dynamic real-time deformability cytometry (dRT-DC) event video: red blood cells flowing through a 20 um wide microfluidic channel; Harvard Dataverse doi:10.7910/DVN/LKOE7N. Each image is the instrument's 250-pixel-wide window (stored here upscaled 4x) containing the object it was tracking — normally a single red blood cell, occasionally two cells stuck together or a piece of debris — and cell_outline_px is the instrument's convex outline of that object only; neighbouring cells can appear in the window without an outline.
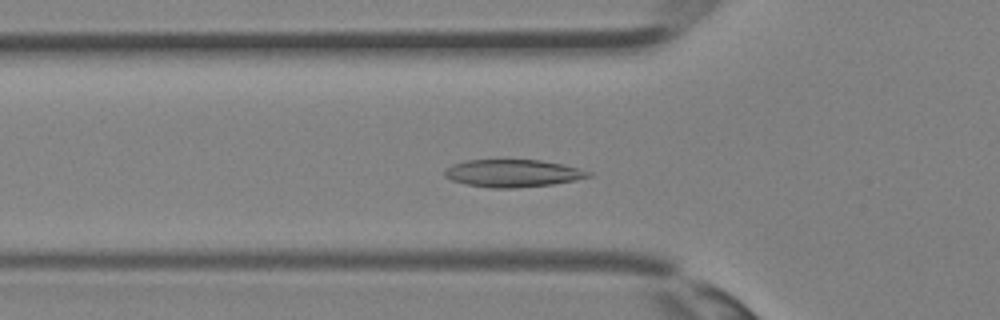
{"species": "Egyptian fruit bat (a non-hibernating species)", "species_latin": "Rousettus aegyptiacus", "temperature_condition": "room temperature", "stored_images_in_passage": 36, "camera_frame_rate_fps": 3000, "um_per_image_px": 0.085, "animal": {"sex": "female"}, "frame": {"image": 1, "passage_image": 13, "time_ms": 4.0, "image_size_px": [1000, 320], "cell_outline_px": [[592, 176], [552, 184], [516, 188], [492, 188], [468, 184], [452, 180], [444, 176], [444, 168], [452, 164], [464, 160], [540, 160], [560, 164], [592, 172]], "centroid_in_image_um": [43.53, 14.72], "position_along_channel_um": 82.3, "area_um2": 22.83}}
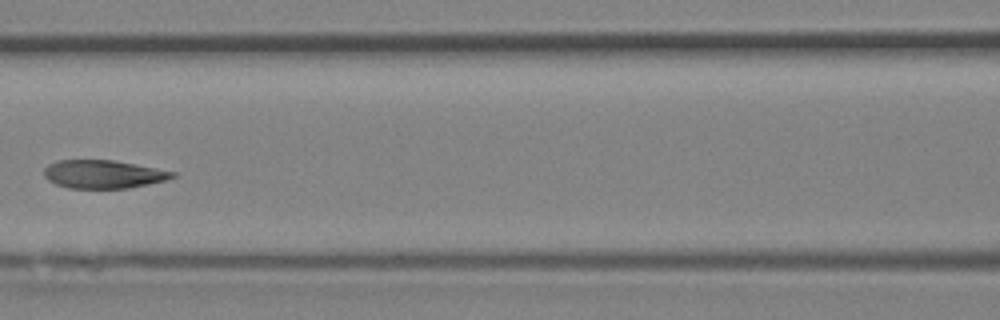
{"frame": {"image": 2, "passage_image": 17, "time_ms": 5.333, "image_size_px": [1000, 320], "cell_outline_px": [[176, 176], [168, 180], [128, 188], [68, 188], [56, 184], [48, 180], [44, 176], [44, 168], [48, 164], [56, 160], [112, 160], [176, 172]], "centroid_in_image_um": [8.76, 14.81], "position_along_channel_um": 157.8, "area_um2": 21.1}}
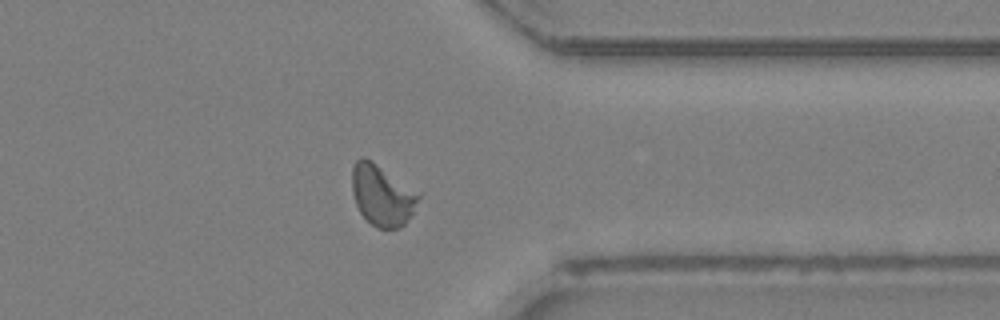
{"frame": {"image": 3, "passage_image": 29, "time_ms": 9.333, "image_size_px": [1000, 320], "cell_outline_px": [[420, 196], [412, 212], [404, 224], [400, 228], [376, 228], [360, 212], [356, 204], [352, 192], [352, 168], [356, 160], [360, 156], [364, 156], [372, 160], [420, 192]], "centroid_in_image_um": [32.47, 16.55], "position_along_channel_um": 378.9, "area_um2": 23.64}}